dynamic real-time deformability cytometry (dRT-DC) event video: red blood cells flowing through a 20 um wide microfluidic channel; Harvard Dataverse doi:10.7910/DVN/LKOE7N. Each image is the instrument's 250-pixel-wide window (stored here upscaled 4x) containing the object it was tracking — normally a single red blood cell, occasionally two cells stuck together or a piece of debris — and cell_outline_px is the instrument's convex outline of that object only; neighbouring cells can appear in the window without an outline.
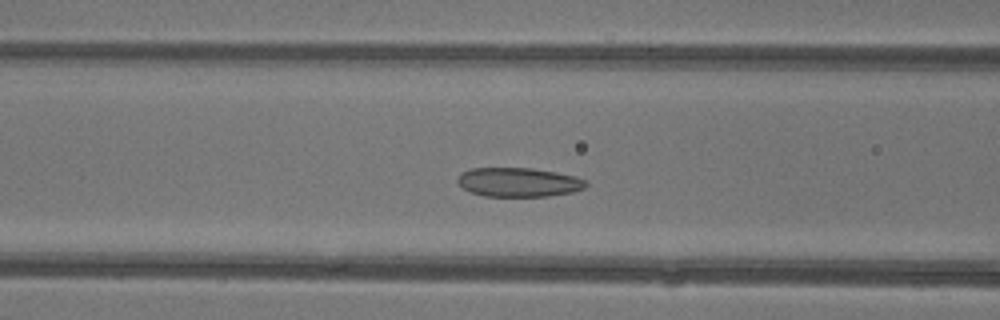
{"species": "common noctule bat (a hibernating species)", "species_latin": "Nyctalus noctula", "temperature_condition": "warm", "stored_images_in_passage": 42, "camera_frame_rate_fps": 3000, "um_per_image_px": 0.085, "animal": {"sex": "female"}, "frame": {"image": 1, "passage_image": 14, "time_ms": 4.333, "image_size_px": [1000, 320], "cell_outline_px": [[588, 184], [584, 188], [572, 192], [548, 196], [484, 196], [472, 192], [464, 188], [456, 180], [460, 172], [472, 168], [532, 168], [556, 172], [576, 176], [588, 180]], "centroid_in_image_um": [44.11, 15.48], "position_along_channel_um": 122.5, "area_um2": 21.85}}
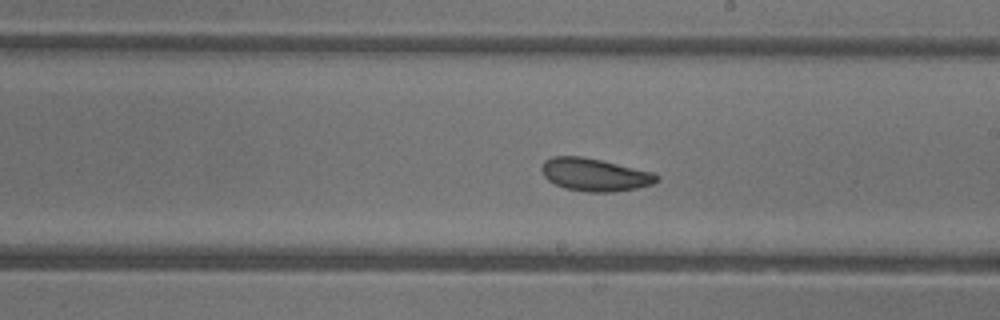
{"frame": {"image": 2, "passage_image": 22, "time_ms": 7.0, "image_size_px": [1000, 320], "cell_outline_px": [[660, 180], [652, 184], [636, 188], [612, 192], [588, 192], [564, 188], [548, 180], [544, 176], [540, 168], [544, 160], [552, 156], [580, 156], [600, 160], [652, 172], [660, 176]], "centroid_in_image_um": [50.53, 14.85], "position_along_channel_um": 238.5, "area_um2": 21.91}}
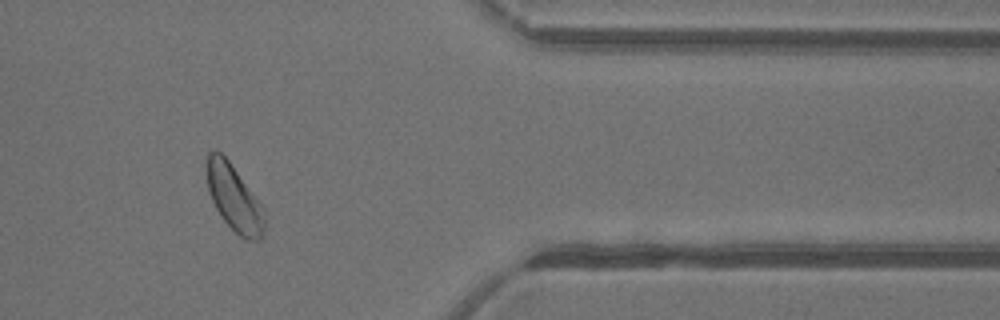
{"frame": {"image": 3, "passage_image": 34, "time_ms": 11.0, "image_size_px": [1000, 320], "cell_outline_px": [[264, 232], [260, 240], [244, 240], [220, 216], [208, 192], [204, 168], [204, 164], [208, 152], [212, 148], [216, 148], [228, 160], [264, 208]], "centroid_in_image_um": [19.84, 16.78], "position_along_channel_um": 391.6, "area_um2": 22.6}, "authors_computed_cell_mechanics": {"area_um2": 22.8888, "velocity_mm_per_s": 4.3592, "shape_relaxation_time_tau1_ms": null, "shape_relaxation_time_tau2_ms": 3.1067, "deformation_change_tau1": null, "deformation_change_tau2": 0.0981}}